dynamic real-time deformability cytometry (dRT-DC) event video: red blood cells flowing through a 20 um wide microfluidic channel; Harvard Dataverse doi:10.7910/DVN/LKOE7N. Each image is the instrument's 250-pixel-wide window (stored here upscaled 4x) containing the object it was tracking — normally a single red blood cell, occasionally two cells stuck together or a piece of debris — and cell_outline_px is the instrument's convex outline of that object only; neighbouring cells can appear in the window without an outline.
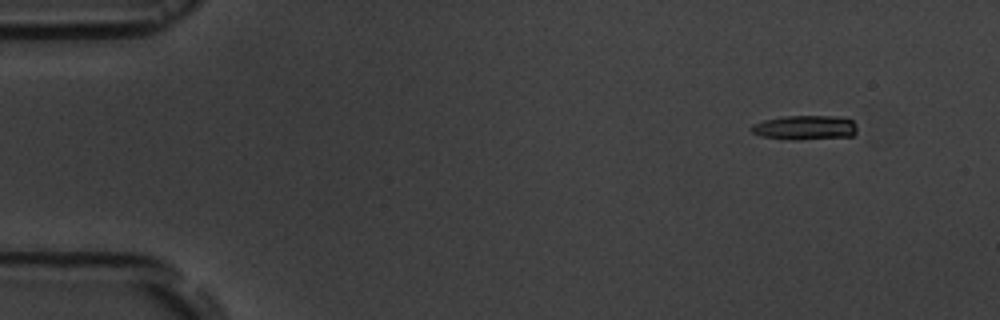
{"species": "common noctule bat (a hibernating species)", "species_latin": "Nyctalus noctula", "temperature_condition": "room temperature", "stored_images_in_passage": 8, "camera_frame_rate_fps": 3000, "um_per_image_px": 0.085, "animal": {"sex": "male", "body_mass_g": 19.5, "forearm_length_mm": 54.6}, "frame": {"image": 1, "passage_image": 1, "time_ms": 0.0, "image_size_px": [1000, 320], "cell_outline_px": [[856, 132], [852, 136], [796, 140], [792, 140], [760, 136], [752, 132], [748, 128], [752, 124], [764, 120], [784, 116], [844, 116], [852, 120], [856, 124]], "centroid_in_image_um": [68.42, 10.84], "position_along_channel_um": 16.6, "area_um2": 15.26}}
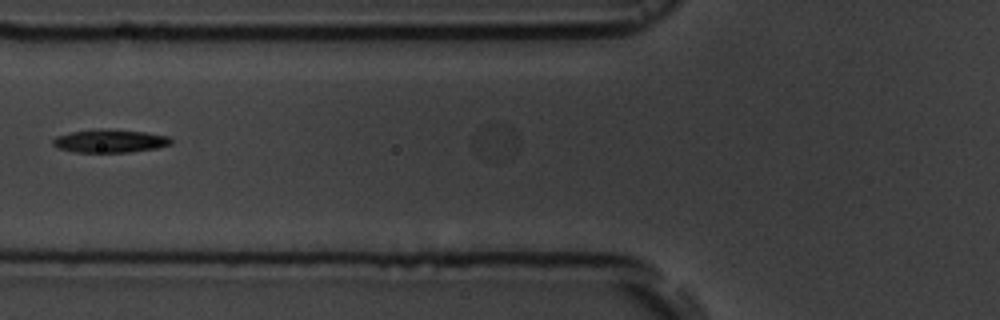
{"frame": {"image": 2, "passage_image": 5, "time_ms": 5.667, "image_size_px": [1000, 320], "cell_outline_px": [[172, 144], [156, 148], [128, 152], [76, 152], [56, 148], [52, 144], [52, 140], [56, 136], [72, 132], [100, 128], [144, 132], [168, 136], [172, 140]], "centroid_in_image_um": [9.32, 11.98], "position_along_channel_um": 116.5, "area_um2": 15.9}}
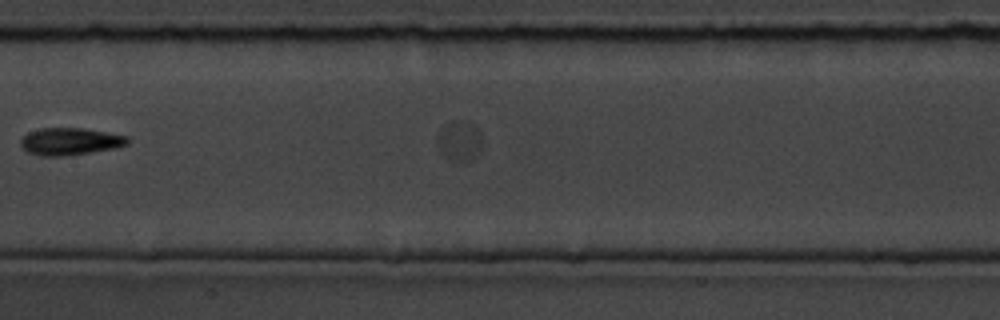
{"frame": {"image": 3, "passage_image": 7, "time_ms": 8.0, "image_size_px": [1000, 320], "cell_outline_px": [[128, 144], [116, 148], [68, 156], [40, 156], [28, 152], [20, 144], [20, 140], [28, 132], [40, 128], [84, 128], [128, 136]], "centroid_in_image_um": [5.96, 12.02], "position_along_channel_um": 201.4, "area_um2": 17.05}}